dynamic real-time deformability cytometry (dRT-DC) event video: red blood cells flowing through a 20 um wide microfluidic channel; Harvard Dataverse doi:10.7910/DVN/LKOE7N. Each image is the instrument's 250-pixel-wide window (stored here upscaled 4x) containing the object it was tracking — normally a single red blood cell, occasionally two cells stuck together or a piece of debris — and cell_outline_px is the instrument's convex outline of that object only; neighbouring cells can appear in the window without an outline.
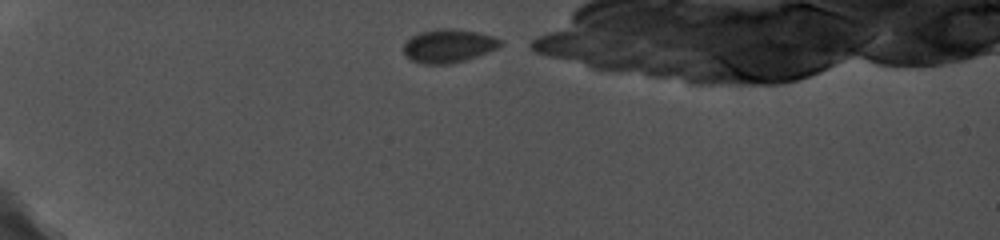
{"species": "common noctule bat (a hibernating species)", "species_latin": "Nyctalus noctula", "temperature_condition": "cold", "stored_images_in_passage": 18, "segment_of_instrument_passage": [1, 2], "camera_frame_rate_fps": 5000, "um_per_image_px": 0.085, "animal": {"sex": "female", "body_mass_g": 19.0, "forearm_length_mm": 56.7}, "frame": {"image": 1, "passage_image": 1, "time_ms": 0.0, "image_size_px": [1000, 240], "cell_outline_px": [[504, 40], [500, 48], [464, 60], [448, 64], [420, 64], [404, 56], [404, 44], [412, 36], [420, 32], [440, 28], [452, 28], [480, 32]], "centroid_in_image_um": [38.15, 3.89], "position_along_channel_um": 46.9, "area_um2": 19.02}}
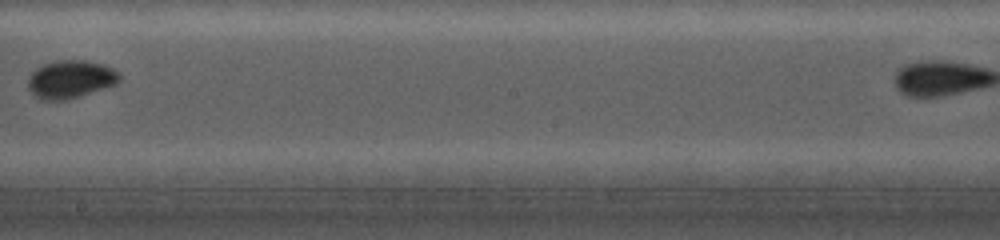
{"frame": {"image": 2, "passage_image": 12, "time_ms": 6.4, "image_size_px": [1000, 240], "cell_outline_px": [[120, 80], [116, 84], [80, 96], [64, 100], [44, 100], [36, 96], [28, 88], [28, 76], [36, 68], [44, 64], [60, 60], [88, 60], [112, 68], [120, 72]], "centroid_in_image_um": [6.0, 6.73], "position_along_channel_um": 242.2, "area_um2": 20.11}}
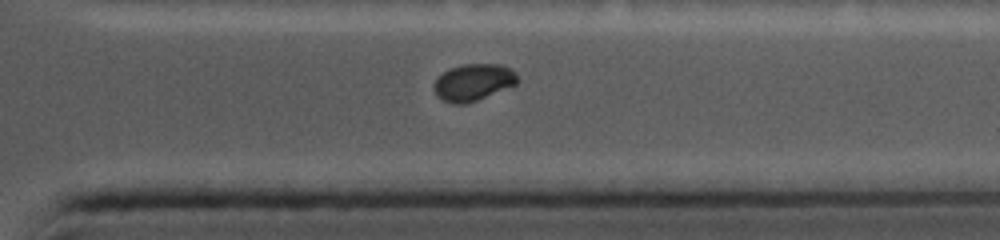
{"frame": {"image": 3, "passage_image": 17, "time_ms": 9.8, "image_size_px": [1000, 240], "cell_outline_px": [[520, 80], [516, 84], [476, 100], [464, 104], [452, 104], [436, 96], [432, 88], [436, 80], [448, 68], [464, 64], [500, 64], [516, 72]], "centroid_in_image_um": [40.22, 6.99], "position_along_channel_um": 371.2, "area_um2": 17.86}}